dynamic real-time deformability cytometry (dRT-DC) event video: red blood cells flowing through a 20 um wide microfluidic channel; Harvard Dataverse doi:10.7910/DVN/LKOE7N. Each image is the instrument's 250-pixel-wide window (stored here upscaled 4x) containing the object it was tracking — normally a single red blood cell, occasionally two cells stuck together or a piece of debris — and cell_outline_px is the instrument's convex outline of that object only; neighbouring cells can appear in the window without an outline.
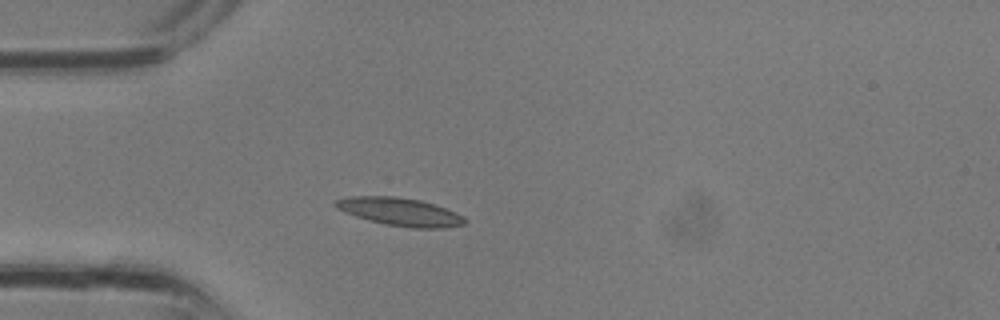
{"species": "common noctule bat (a hibernating species)", "species_latin": "Nyctalus noctula", "temperature_condition": "room temperature", "stored_images_in_passage": 2, "camera_frame_rate_fps": 3000, "um_per_image_px": 0.085, "animal": {"sex": "male", "body_mass_g": 13.3}, "frame": {"image": 1, "passage_image": 2, "time_ms": 0.333, "image_size_px": [1000, 320], "cell_outline_px": [[468, 220], [464, 224], [444, 228], [412, 228], [384, 224], [368, 220], [344, 212], [336, 208], [332, 204], [336, 200], [352, 196], [396, 196], [420, 200], [456, 212], [464, 216]], "centroid_in_image_um": [34.0, 18.0], "position_along_channel_um": 51.0, "area_um2": 21.1}}